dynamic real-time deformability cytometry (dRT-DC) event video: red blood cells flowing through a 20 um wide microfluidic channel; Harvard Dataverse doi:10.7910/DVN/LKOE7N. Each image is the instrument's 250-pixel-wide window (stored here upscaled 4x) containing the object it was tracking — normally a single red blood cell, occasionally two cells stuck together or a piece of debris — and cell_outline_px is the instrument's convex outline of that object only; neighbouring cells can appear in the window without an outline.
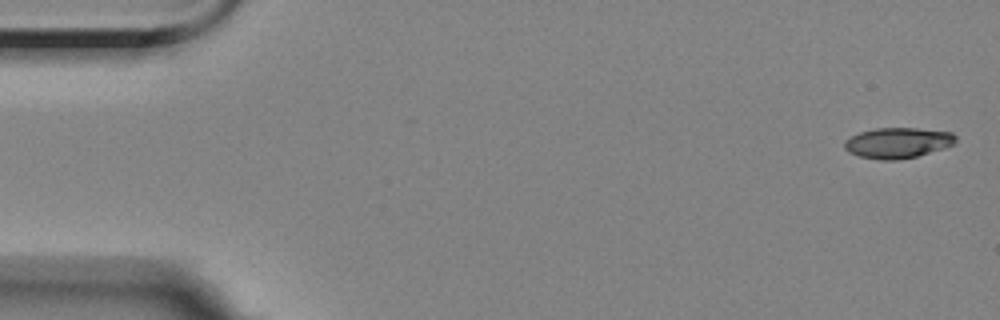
{"species": "Egyptian fruit bat (a non-hibernating species)", "species_latin": "Rousettus aegyptiacus", "temperature_condition": "room temperature", "stored_images_in_passage": 5, "camera_frame_rate_fps": 3000, "um_per_image_px": 0.085, "animal": {"sex": "female"}, "frame": {"image": 1, "passage_image": 1, "time_ms": 0.0, "image_size_px": [1000, 320], "cell_outline_px": [[956, 140], [952, 144], [944, 148], [916, 156], [896, 160], [880, 160], [860, 156], [848, 152], [844, 148], [844, 140], [860, 132], [876, 128], [916, 128], [952, 132], [956, 136]], "centroid_in_image_um": [76.29, 12.14], "position_along_channel_um": 8.7, "area_um2": 19.71}}
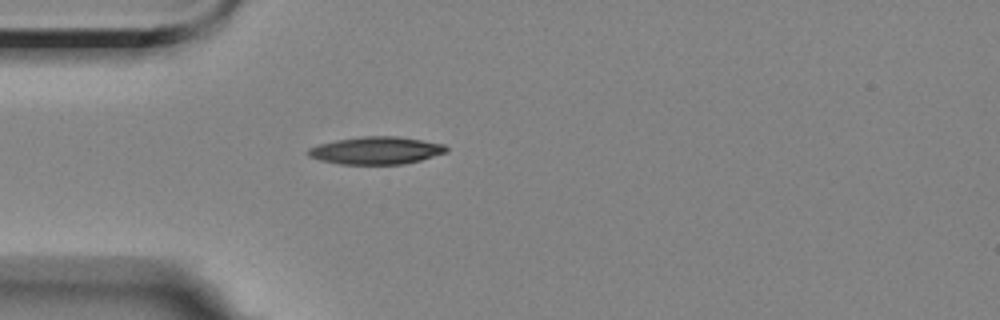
{"frame": {"image": 2, "passage_image": 5, "time_ms": 4.667, "image_size_px": [1000, 320], "cell_outline_px": [[448, 152], [420, 160], [404, 164], [340, 164], [320, 160], [308, 156], [308, 148], [320, 144], [336, 140], [364, 136], [396, 136], [444, 144], [448, 148]], "centroid_in_image_um": [31.98, 12.79], "position_along_channel_um": 53.0, "area_um2": 22.02}}